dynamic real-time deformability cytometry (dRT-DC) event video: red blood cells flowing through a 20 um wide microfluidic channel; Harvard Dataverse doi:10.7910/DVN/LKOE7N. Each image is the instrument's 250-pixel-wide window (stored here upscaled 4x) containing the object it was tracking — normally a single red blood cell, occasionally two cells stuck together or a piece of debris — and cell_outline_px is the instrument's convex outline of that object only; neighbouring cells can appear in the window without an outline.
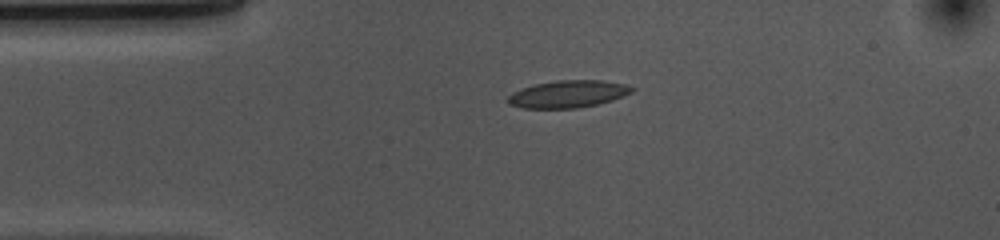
{"species": "common noctule bat (a hibernating species)", "species_latin": "Nyctalus noctula", "temperature_condition": "cold", "stored_images_in_passage": 43, "camera_frame_rate_fps": 3000, "um_per_image_px": 0.085, "animal": {"sex": "female", "body_mass_g": 10.0, "forearm_length_mm": 53.1}, "frame": {"image": 1, "passage_image": 1, "time_ms": 0.0, "image_size_px": [1000, 240], "cell_outline_px": [[636, 88], [632, 92], [624, 96], [612, 100], [580, 108], [524, 108], [508, 104], [504, 100], [512, 92], [520, 88], [536, 84], [556, 80], [604, 80], [624, 84]], "centroid_in_image_um": [48.25, 7.99], "position_along_channel_um": 36.7, "area_um2": 19.88}}
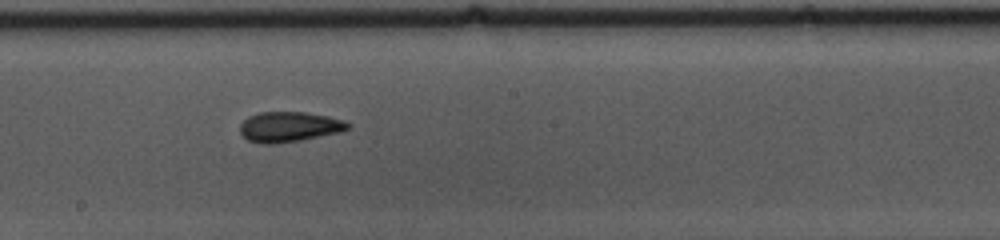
{"frame": {"image": 2, "passage_image": 18, "time_ms": 5.667, "image_size_px": [1000, 240], "cell_outline_px": [[352, 128], [340, 132], [300, 140], [276, 144], [260, 144], [248, 140], [240, 132], [240, 124], [248, 116], [260, 112], [304, 112], [328, 116], [344, 120], [352, 124]], "centroid_in_image_um": [24.6, 10.78], "position_along_channel_um": 223.6, "area_um2": 19.13}}
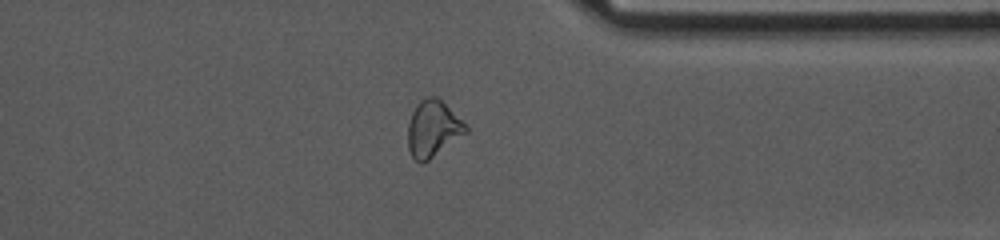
{"frame": {"image": 3, "passage_image": 31, "time_ms": 10.0, "image_size_px": [1000, 240], "cell_outline_px": [[468, 132], [428, 160], [420, 164], [412, 156], [408, 148], [408, 124], [412, 112], [416, 104], [424, 96], [436, 96], [468, 124]], "centroid_in_image_um": [36.81, 10.92], "position_along_channel_um": 374.6, "area_um2": 19.13}, "authors_computed_cell_mechanics": {"area_um2": 19.0162, "velocity_mm_per_s": 3.6785, "shape_relaxation_time_tau1_ms": 10.2597, "shape_relaxation_time_tau2_ms": 2.5215, "deformation_change_tau1": 0.2103, "deformation_change_tau2": 0.0747}}